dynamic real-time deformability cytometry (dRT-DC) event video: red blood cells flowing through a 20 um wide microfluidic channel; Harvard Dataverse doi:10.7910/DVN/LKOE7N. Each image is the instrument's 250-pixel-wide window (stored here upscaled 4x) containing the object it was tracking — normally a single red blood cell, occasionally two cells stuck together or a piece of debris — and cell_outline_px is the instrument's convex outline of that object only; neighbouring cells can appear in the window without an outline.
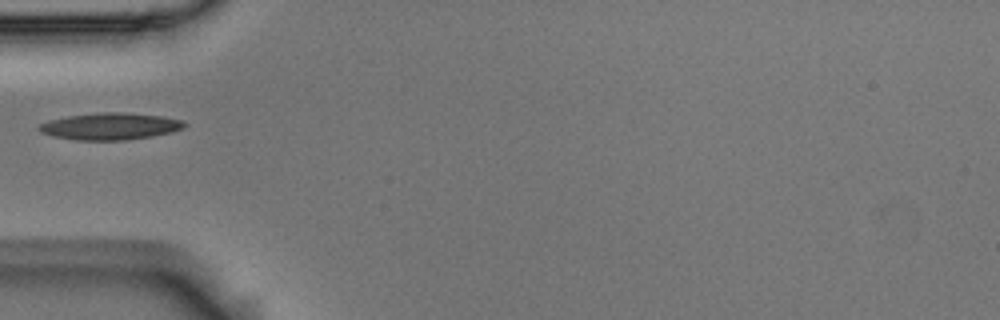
{"species": "Egyptian fruit bat (a non-hibernating species)", "species_latin": "Rousettus aegyptiacus", "temperature_condition": "room temperature", "stored_images_in_passage": 2, "camera_frame_rate_fps": 3000, "um_per_image_px": 0.085, "animal": {"sex": "male"}, "frame": {"image": 1, "passage_image": 1, "time_ms": 0.0, "image_size_px": [1000, 320], "cell_outline_px": [[188, 124], [184, 128], [172, 132], [152, 136], [124, 140], [76, 140], [52, 136], [40, 132], [36, 128], [40, 124], [52, 120], [68, 116], [104, 112], [124, 112], [160, 116], [180, 120]], "centroid_in_image_um": [9.37, 10.74], "position_along_channel_um": 75.6, "area_um2": 22.6}}
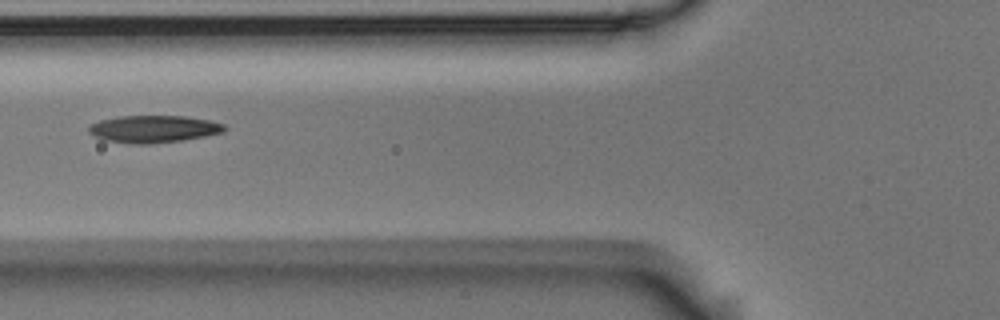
{"frame": {"image": 2, "passage_image": 2, "time_ms": 0.333, "image_size_px": [1000, 320], "cell_outline_px": [[228, 128], [224, 132], [184, 140], [148, 144], [128, 144], [104, 140], [88, 132], [88, 128], [92, 124], [100, 120], [120, 116], [184, 116], [208, 120], [224, 124]], "centroid_in_image_um": [13.06, 10.97], "position_along_channel_um": 112.7, "area_um2": 21.56}}